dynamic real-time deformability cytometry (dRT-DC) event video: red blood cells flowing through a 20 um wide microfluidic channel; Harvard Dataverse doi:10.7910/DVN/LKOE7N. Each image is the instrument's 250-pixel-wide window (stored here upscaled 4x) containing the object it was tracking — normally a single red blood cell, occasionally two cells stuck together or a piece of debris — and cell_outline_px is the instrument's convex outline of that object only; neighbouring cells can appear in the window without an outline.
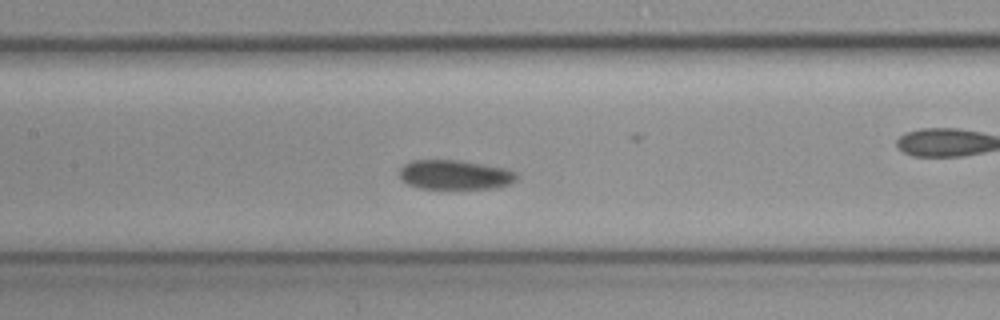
{"species": "common noctule bat (a hibernating species)", "species_latin": "Nyctalus noctula", "temperature_condition": "cold", "stored_images_in_passage": 50, "camera_frame_rate_fps": 3000, "um_per_image_px": 0.085, "animal": {"sex": "female", "body_mass_g": 19.3, "forearm_length_mm": 54.1}, "frame": {"image": 1, "passage_image": 22, "time_ms": 7.0, "image_size_px": [1000, 320], "cell_outline_px": [[516, 180], [512, 184], [492, 188], [420, 188], [408, 184], [400, 176], [400, 168], [404, 164], [412, 160], [456, 160], [508, 168], [516, 172]], "centroid_in_image_um": [38.7, 14.85], "position_along_channel_um": 168.7, "area_um2": 20.0}}
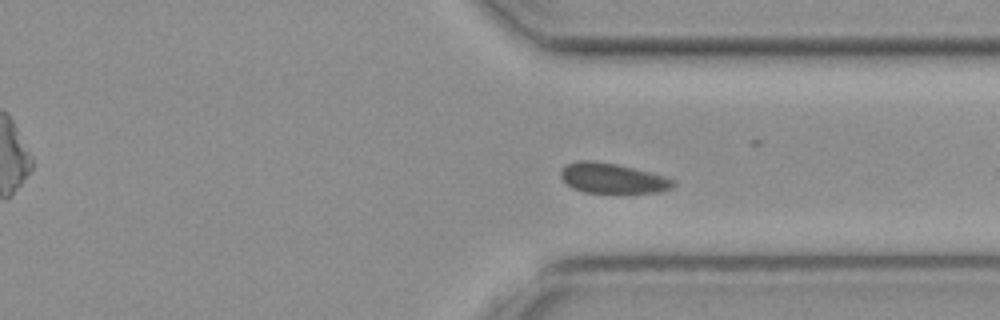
{"frame": {"image": 2, "passage_image": 36, "time_ms": 11.667, "image_size_px": [1000, 320], "cell_outline_px": [[676, 184], [672, 188], [660, 192], [584, 192], [572, 188], [560, 176], [560, 172], [564, 164], [576, 160], [592, 160], [616, 164], [668, 176], [676, 180]], "centroid_in_image_um": [52.08, 15.13], "position_along_channel_um": 359.3, "area_um2": 19.88}}